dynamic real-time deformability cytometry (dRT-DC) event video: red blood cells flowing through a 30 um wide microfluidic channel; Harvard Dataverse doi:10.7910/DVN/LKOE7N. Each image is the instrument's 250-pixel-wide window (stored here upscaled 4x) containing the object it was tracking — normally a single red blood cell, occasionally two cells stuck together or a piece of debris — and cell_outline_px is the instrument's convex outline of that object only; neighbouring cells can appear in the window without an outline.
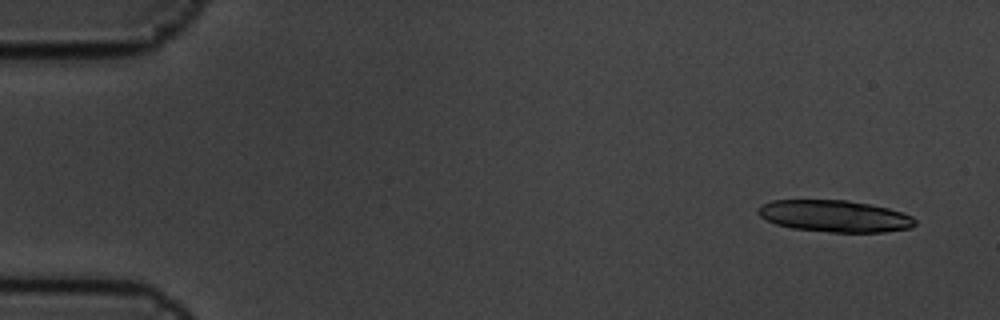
{"species": "common noctule bat (a hibernating species)", "species_latin": "Nyctalus noctula", "temperature_condition": "cold", "stored_images_in_passage": 6, "camera_frame_rate_fps": 3000, "um_per_image_px": 0.085, "animal": {"sex": "male", "body_mass_g": 19.5, "forearm_length_mm": 54.6}, "frame": {"image": 1, "passage_image": 1, "time_ms": 0.0, "image_size_px": [1000, 320], "cell_outline_px": [[916, 224], [912, 228], [884, 232], [828, 232], [792, 228], [776, 224], [760, 216], [756, 212], [756, 208], [760, 204], [772, 200], [848, 200], [888, 208], [912, 216], [916, 220]], "centroid_in_image_um": [70.93, 18.37], "position_along_channel_um": 14.1, "area_um2": 29.19}}